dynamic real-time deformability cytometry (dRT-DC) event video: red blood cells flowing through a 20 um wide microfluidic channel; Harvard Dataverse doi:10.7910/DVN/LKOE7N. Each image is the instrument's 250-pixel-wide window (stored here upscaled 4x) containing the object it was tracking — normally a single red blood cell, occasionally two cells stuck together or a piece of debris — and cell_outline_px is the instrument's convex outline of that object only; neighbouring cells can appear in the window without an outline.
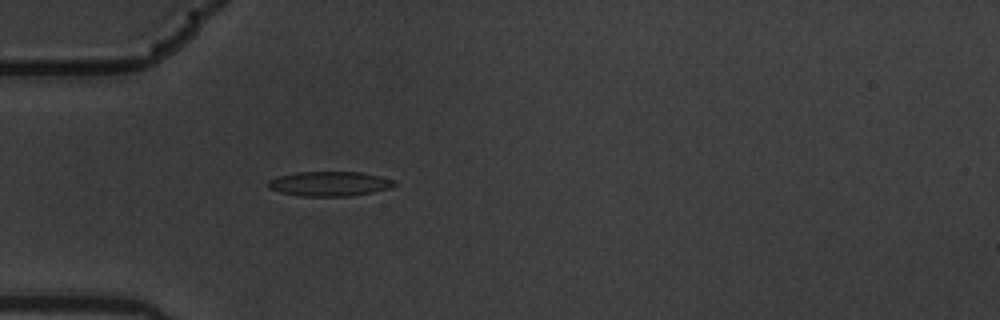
{"species": "common noctule bat (a hibernating species)", "species_latin": "Nyctalus noctula", "temperature_condition": "warm", "stored_images_in_passage": 1, "camera_frame_rate_fps": 3000, "um_per_image_px": 0.085, "animal": {"sex": "male", "body_mass_g": 19.5, "forearm_length_mm": 54.6}, "frame": {"image": 1, "passage_image": 1, "time_ms": 0.0, "image_size_px": [1000, 320], "cell_outline_px": [[396, 184], [392, 188], [352, 196], [304, 196], [280, 192], [268, 188], [268, 180], [280, 176], [296, 172], [360, 172], [396, 180]], "centroid_in_image_um": [28.04, 15.62], "position_along_channel_um": 57.0, "area_um2": 18.09}}